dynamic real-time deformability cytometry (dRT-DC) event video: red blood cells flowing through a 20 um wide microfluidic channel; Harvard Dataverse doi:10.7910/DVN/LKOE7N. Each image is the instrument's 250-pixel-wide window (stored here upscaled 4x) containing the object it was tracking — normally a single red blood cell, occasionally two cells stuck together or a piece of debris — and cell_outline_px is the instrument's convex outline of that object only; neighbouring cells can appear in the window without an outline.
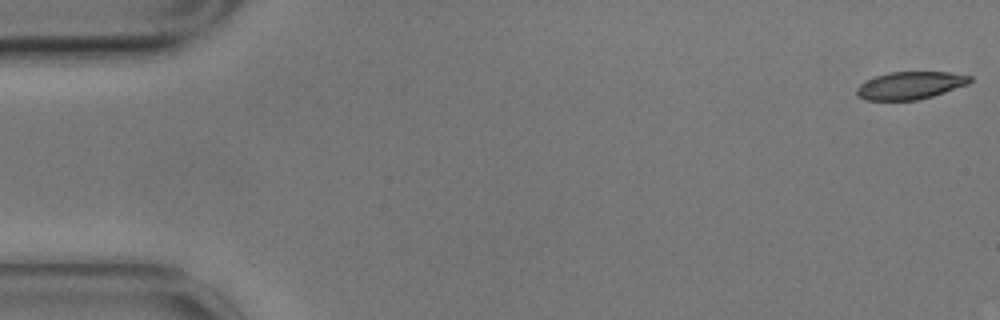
{"species": "common noctule bat (a hibernating species)", "species_latin": "Nyctalus noctula", "temperature_condition": "cold", "stored_images_in_passage": 5, "camera_frame_rate_fps": 3000, "um_per_image_px": 0.085, "animal": {"sex": "male", "body_mass_g": 17.9}, "frame": {"image": 1, "passage_image": 1, "time_ms": 0.0, "image_size_px": [1000, 320], "cell_outline_px": [[972, 80], [968, 84], [932, 96], [916, 100], [864, 100], [856, 96], [856, 88], [860, 84], [876, 76], [888, 72], [948, 72], [972, 76]], "centroid_in_image_um": [77.34, 7.26], "position_along_channel_um": 7.7, "area_um2": 18.15}}